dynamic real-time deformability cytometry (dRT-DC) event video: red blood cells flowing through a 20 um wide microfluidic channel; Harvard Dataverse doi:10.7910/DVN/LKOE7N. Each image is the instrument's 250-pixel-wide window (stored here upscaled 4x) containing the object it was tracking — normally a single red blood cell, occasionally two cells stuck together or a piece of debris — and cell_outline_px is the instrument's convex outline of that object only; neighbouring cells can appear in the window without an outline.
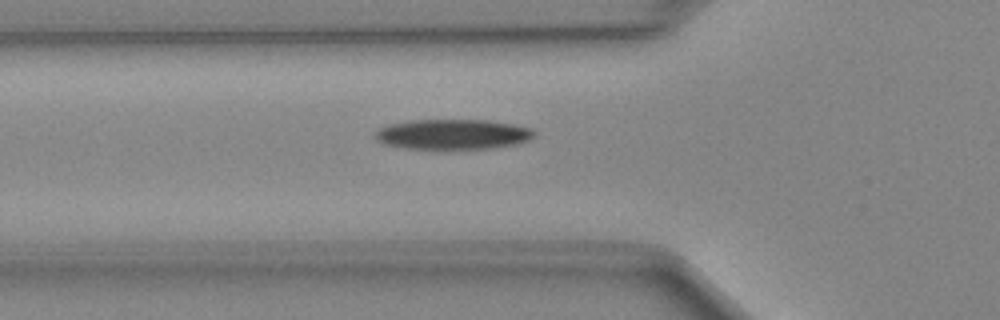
{"species": "Egyptian fruit bat (a non-hibernating species)", "species_latin": "Rousettus aegyptiacus", "temperature_condition": "cold", "stored_images_in_passage": 30, "camera_frame_rate_fps": 3000, "um_per_image_px": 0.085, "animal": {"sex": "female"}, "frame": {"image": 1, "passage_image": 3, "time_ms": 0.667, "image_size_px": [1000, 320], "cell_outline_px": [[536, 136], [520, 144], [492, 148], [404, 148], [384, 144], [376, 140], [376, 132], [380, 128], [388, 124], [412, 120], [488, 120], [512, 124], [532, 128], [536, 132]], "centroid_in_image_um": [38.54, 11.41], "position_along_channel_um": 87.3, "area_um2": 27.92}}
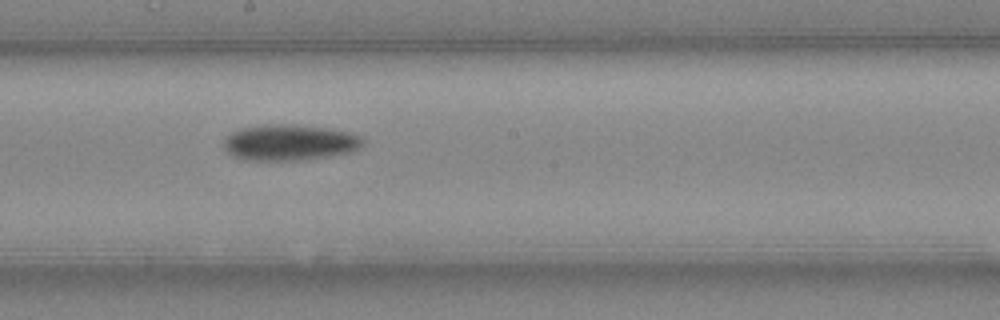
{"frame": {"image": 2, "passage_image": 13, "time_ms": 4.0, "image_size_px": [1000, 320], "cell_outline_px": [[364, 144], [360, 148], [352, 152], [328, 156], [296, 160], [252, 160], [232, 156], [224, 148], [224, 136], [240, 128], [264, 124], [296, 124], [332, 128], [352, 132], [360, 136], [364, 140]], "centroid_in_image_um": [24.64, 12.09], "position_along_channel_um": 223.6, "area_um2": 29.54}}
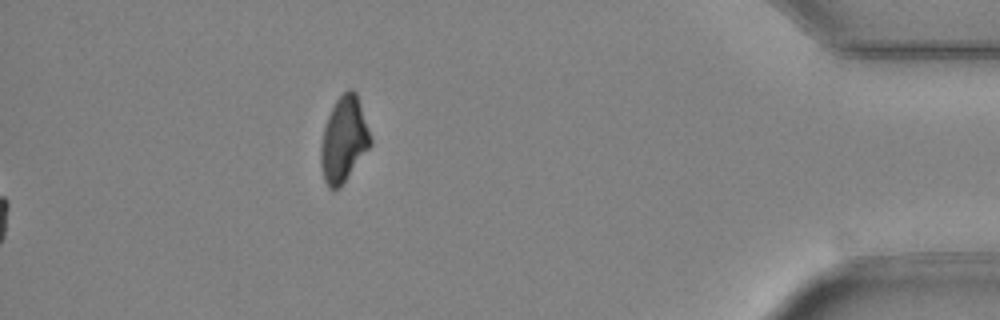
{"frame": {"image": 3, "passage_image": 30, "time_ms": 9.667, "image_size_px": [1000, 320], "cell_outline_px": [[372, 144], [340, 188], [328, 188], [324, 180], [320, 164], [320, 144], [324, 128], [328, 116], [336, 100], [348, 88], [352, 88], [356, 92], [372, 140]], "centroid_in_image_um": [29.21, 11.87], "position_along_channel_um": 406.0, "area_um2": 24.57}}